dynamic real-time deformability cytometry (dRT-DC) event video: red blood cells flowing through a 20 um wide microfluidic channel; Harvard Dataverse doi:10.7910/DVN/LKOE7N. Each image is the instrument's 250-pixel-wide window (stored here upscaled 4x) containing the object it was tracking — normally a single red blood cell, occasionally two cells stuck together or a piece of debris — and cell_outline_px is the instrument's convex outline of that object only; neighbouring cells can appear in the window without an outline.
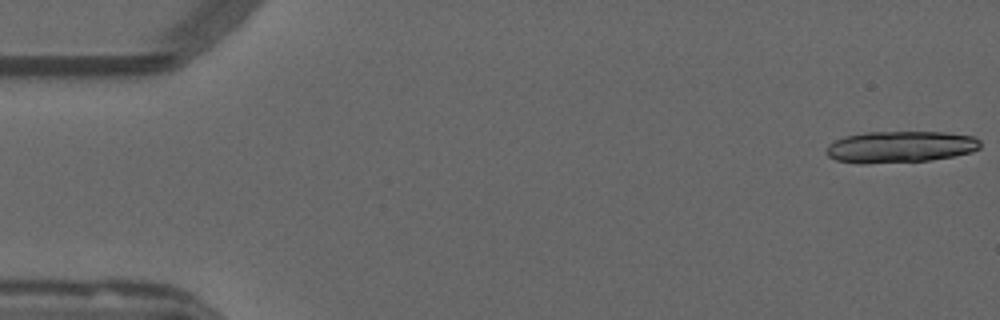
{"species": "common noctule bat (a hibernating species)", "species_latin": "Nyctalus noctula", "temperature_condition": "warm", "stored_images_in_passage": 17, "camera_frame_rate_fps": 3000, "um_per_image_px": 0.085, "animal": {"sex": "male", "forearm_length_mm": 52.5}, "frame": {"image": 1, "passage_image": 1, "time_ms": 0.0, "image_size_px": [1000, 320], "cell_outline_px": [[980, 148], [972, 152], [952, 156], [928, 160], [864, 164], [860, 164], [836, 160], [828, 156], [828, 144], [844, 136], [868, 132], [944, 132], [972, 136], [980, 140]], "centroid_in_image_um": [76.52, 12.48], "position_along_channel_um": 8.5, "area_um2": 28.21}}